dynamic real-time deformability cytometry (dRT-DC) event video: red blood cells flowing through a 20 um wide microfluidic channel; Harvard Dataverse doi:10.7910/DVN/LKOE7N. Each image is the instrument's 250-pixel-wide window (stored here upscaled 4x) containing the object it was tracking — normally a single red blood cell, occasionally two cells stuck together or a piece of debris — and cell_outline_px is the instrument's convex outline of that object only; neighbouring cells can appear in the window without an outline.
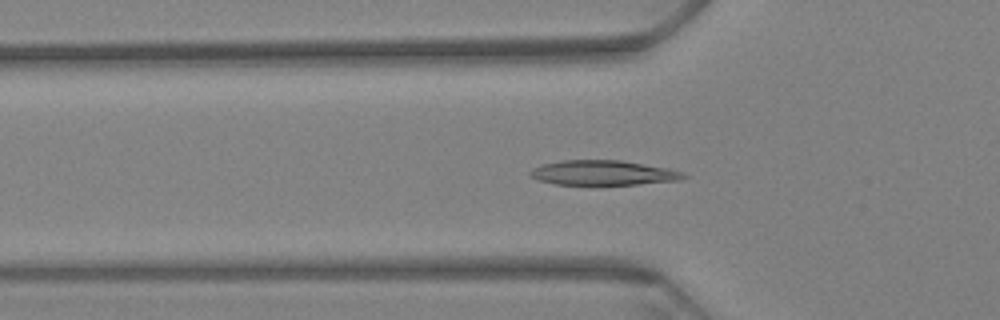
{"species": "Egyptian fruit bat (a non-hibernating species)", "species_latin": "Rousettus aegyptiacus", "temperature_condition": "warm", "stored_images_in_passage": 64, "camera_frame_rate_fps": 3000, "um_per_image_px": 0.085, "animal": {"sex": "female"}, "frame": {"image": 1, "passage_image": 22, "time_ms": 7.0, "image_size_px": [1000, 320], "cell_outline_px": [[688, 176], [680, 180], [600, 188], [592, 188], [556, 184], [540, 180], [528, 176], [528, 172], [532, 168], [544, 164], [564, 160], [620, 160], [668, 168], [680, 172]], "centroid_in_image_um": [51.22, 14.75], "position_along_channel_um": 74.6, "area_um2": 23.24}}
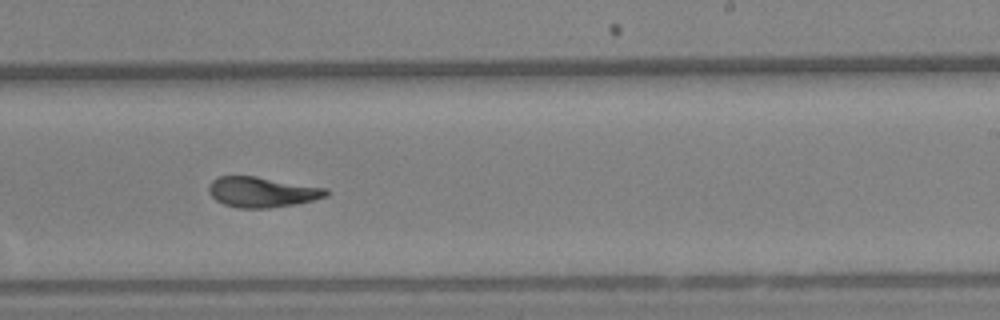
{"frame": {"image": 2, "passage_image": 40, "time_ms": 13.0, "image_size_px": [1000, 320], "cell_outline_px": [[332, 192], [328, 196], [296, 204], [268, 208], [240, 208], [224, 204], [216, 200], [208, 192], [208, 184], [212, 180], [220, 176], [256, 176], [328, 188]], "centroid_in_image_um": [22.3, 16.32], "position_along_channel_um": 266.7, "area_um2": 20.92}}
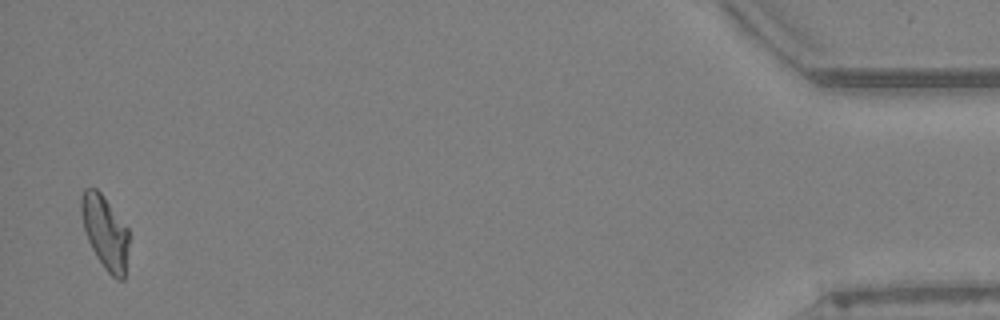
{"frame": {"image": 3, "passage_image": 63, "time_ms": 20.667, "image_size_px": [1000, 320], "cell_outline_px": [[128, 244], [124, 280], [116, 280], [104, 268], [96, 256], [88, 240], [84, 228], [80, 212], [80, 196], [84, 188], [96, 188], [100, 192], [128, 228]], "centroid_in_image_um": [8.91, 19.73], "position_along_channel_um": 426.3, "area_um2": 20.29}, "authors_computed_cell_mechanics": {"area_um2": 21.1548, "velocity_mm_per_s": 3.2165, "shape_relaxation_time_tau1_ms": 10.6876, "shape_relaxation_time_tau2_ms": 2.7379, "deformation_change_tau1": 0.2552, "deformation_change_tau2": 0.0924}}